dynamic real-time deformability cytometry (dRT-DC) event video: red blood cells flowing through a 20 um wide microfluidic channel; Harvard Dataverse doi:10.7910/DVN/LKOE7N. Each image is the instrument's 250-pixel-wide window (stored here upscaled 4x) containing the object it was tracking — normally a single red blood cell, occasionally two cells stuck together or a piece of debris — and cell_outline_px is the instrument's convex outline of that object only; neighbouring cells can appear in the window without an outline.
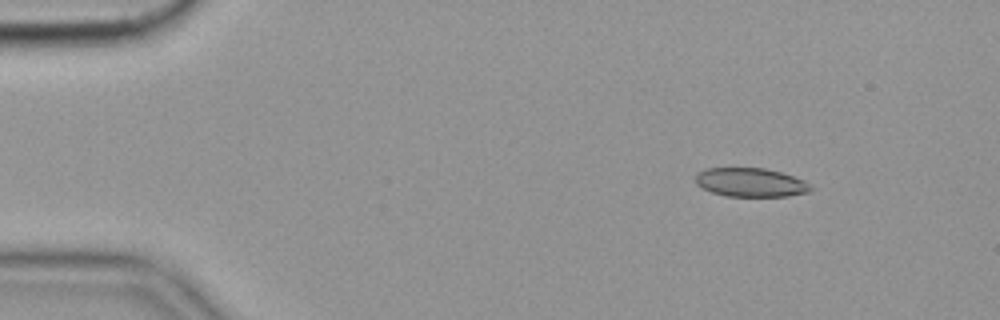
{"species": "common noctule bat (a hibernating species)", "species_latin": "Nyctalus noctula", "temperature_condition": "cold", "stored_images_in_passage": 56, "camera_frame_rate_fps": 3000, "um_per_image_px": 0.085, "animal": {"sex": "female", "body_mass_g": 19.9}, "frame": {"image": 1, "passage_image": 7, "time_ms": 2.0, "image_size_px": [1000, 320], "cell_outline_px": [[812, 192], [788, 196], [724, 196], [712, 192], [696, 184], [696, 176], [704, 168], [764, 168], [780, 172], [804, 180], [812, 184]], "centroid_in_image_um": [63.85, 15.51], "position_along_channel_um": 21.1, "area_um2": 19.36}}
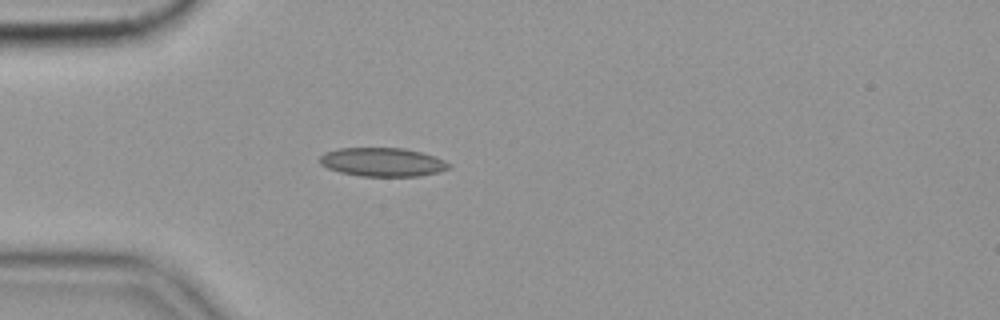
{"frame": {"image": 2, "passage_image": 16, "time_ms": 5.0, "image_size_px": [1000, 320], "cell_outline_px": [[452, 168], [440, 172], [420, 176], [360, 176], [340, 172], [328, 168], [320, 164], [320, 156], [324, 152], [340, 148], [404, 148], [420, 152], [444, 160], [452, 164]], "centroid_in_image_um": [32.54, 13.78], "position_along_channel_um": 52.5, "area_um2": 21.68}}
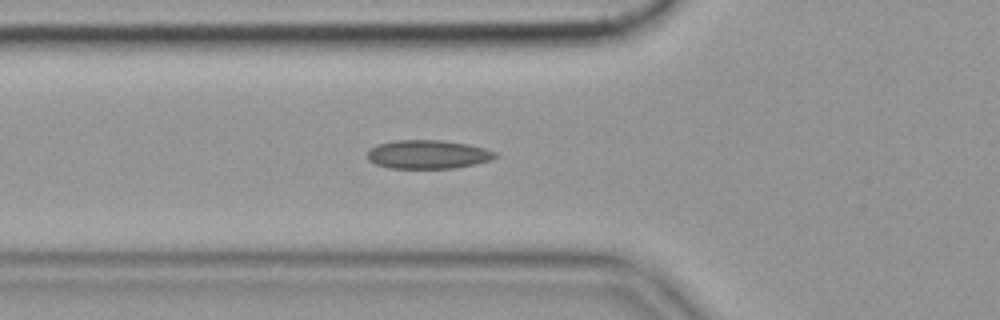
{"frame": {"image": 3, "passage_image": 20, "time_ms": 6.333, "image_size_px": [1000, 320], "cell_outline_px": [[496, 156], [492, 160], [476, 164], [452, 168], [388, 168], [376, 164], [368, 160], [368, 148], [376, 144], [396, 140], [444, 140], [468, 144], [484, 148], [496, 152]], "centroid_in_image_um": [36.35, 13.12], "position_along_channel_um": 89.4, "area_um2": 21.5}, "authors_computed_cell_mechanics": {"area_um2": 20.3456, "velocity_mm_per_s": 3.5441, "shape_relaxation_time_tau1_ms": null, "shape_relaxation_time_tau2_ms": 2.9712, "deformation_change_tau1": null, "deformation_change_tau2": 0.0989}}